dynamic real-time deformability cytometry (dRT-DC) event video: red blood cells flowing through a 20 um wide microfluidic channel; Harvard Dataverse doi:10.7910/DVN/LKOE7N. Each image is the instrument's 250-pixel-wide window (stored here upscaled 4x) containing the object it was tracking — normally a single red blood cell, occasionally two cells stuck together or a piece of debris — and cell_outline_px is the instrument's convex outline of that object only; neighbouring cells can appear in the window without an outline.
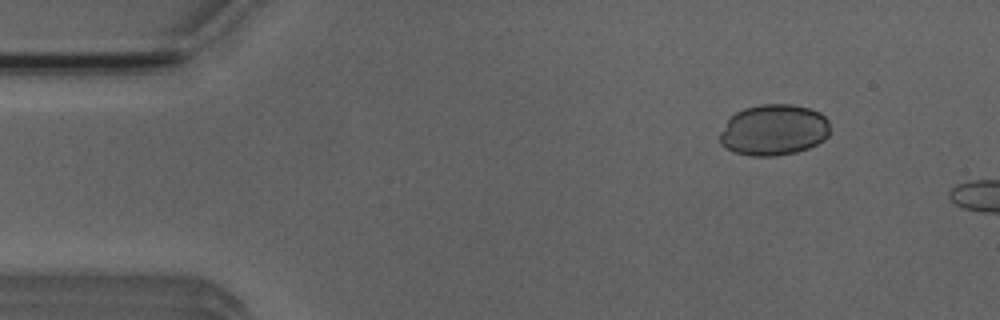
{"species": "Egyptian fruit bat (a non-hibernating species)", "species_latin": "Rousettus aegyptiacus", "temperature_condition": "room temperature", "stored_images_in_passage": 3, "camera_frame_rate_fps": 3000, "um_per_image_px": 0.085, "animal": {"sex": "male"}, "frame": {"image": 1, "passage_image": 2, "time_ms": 1.0, "image_size_px": [1000, 320], "cell_outline_px": [[828, 136], [824, 140], [808, 148], [796, 152], [776, 156], [752, 156], [736, 152], [720, 144], [720, 132], [728, 120], [736, 112], [744, 108], [760, 104], [792, 104], [808, 108], [820, 112], [828, 120]], "centroid_in_image_um": [65.77, 11.04], "position_along_channel_um": 19.2, "area_um2": 32.71}}